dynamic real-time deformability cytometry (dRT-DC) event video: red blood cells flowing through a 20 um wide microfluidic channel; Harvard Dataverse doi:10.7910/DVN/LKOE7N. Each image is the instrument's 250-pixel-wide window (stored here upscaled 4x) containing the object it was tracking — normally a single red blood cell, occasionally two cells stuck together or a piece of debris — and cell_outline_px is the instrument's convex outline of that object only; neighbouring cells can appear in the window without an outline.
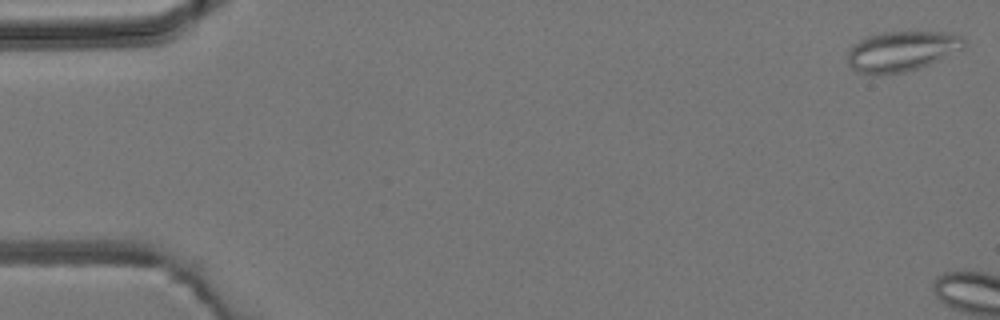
{"species": "common noctule bat (a hibernating species)", "species_latin": "Nyctalus noctula", "temperature_condition": "room temperature", "stored_images_in_passage": 2, "camera_frame_rate_fps": 3000, "um_per_image_px": 0.085, "animal": {"sex": "male", "body_mass_g": 19.2, "forearm_length_mm": 51.8}, "frame": {"image": 1, "passage_image": 1, "time_ms": 0.0, "image_size_px": [1000, 320], "cell_outline_px": [[964, 48], [920, 68], [904, 72], [860, 72], [852, 68], [848, 64], [848, 52], [860, 40], [868, 36], [880, 32], [952, 32], [964, 36]], "centroid_in_image_um": [76.71, 4.31], "position_along_channel_um": 8.3, "area_um2": 26.65}}